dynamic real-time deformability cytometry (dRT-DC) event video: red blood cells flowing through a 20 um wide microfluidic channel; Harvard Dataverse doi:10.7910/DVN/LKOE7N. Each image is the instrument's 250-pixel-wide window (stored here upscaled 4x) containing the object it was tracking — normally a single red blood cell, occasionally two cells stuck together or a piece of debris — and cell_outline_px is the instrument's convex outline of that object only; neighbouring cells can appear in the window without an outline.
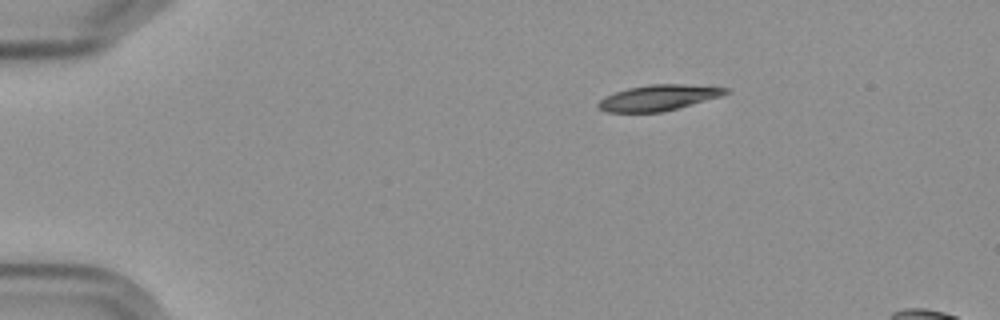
{"species": "Egyptian fruit bat (a non-hibernating species)", "species_latin": "Rousettus aegyptiacus", "temperature_condition": "cold", "stored_images_in_passage": 3, "camera_frame_rate_fps": 3000, "um_per_image_px": 0.085, "frame": {"image": 1, "passage_image": 1, "time_ms": 0.0, "image_size_px": [1000, 320], "cell_outline_px": [[732, 92], [720, 96], [676, 108], [660, 112], [608, 112], [596, 108], [596, 104], [604, 96], [628, 88], [648, 84], [684, 84], [728, 88]], "centroid_in_image_um": [55.92, 8.3], "position_along_channel_um": 29.1, "area_um2": 18.96}}